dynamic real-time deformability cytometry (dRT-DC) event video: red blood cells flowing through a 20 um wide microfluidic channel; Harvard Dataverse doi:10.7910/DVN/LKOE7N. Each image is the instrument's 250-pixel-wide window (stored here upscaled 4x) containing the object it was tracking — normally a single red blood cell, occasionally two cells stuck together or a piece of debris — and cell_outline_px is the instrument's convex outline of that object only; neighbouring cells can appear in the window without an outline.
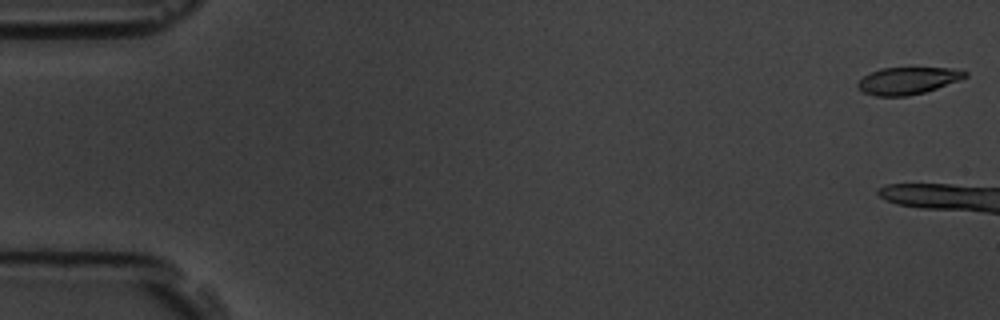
{"species": "common noctule bat (a hibernating species)", "species_latin": "Nyctalus noctula", "temperature_condition": "room temperature", "stored_images_in_passage": 6, "camera_frame_rate_fps": 3000, "um_per_image_px": 0.085, "animal": {"sex": "male", "body_mass_g": 19.5, "forearm_length_mm": 54.6}, "frame": {"image": 1, "passage_image": 1, "time_ms": 0.0, "image_size_px": [1000, 320], "cell_outline_px": [[968, 76], [960, 80], [924, 92], [908, 96], [876, 96], [864, 92], [856, 88], [856, 84], [864, 76], [880, 68], [948, 68], [968, 72]], "centroid_in_image_um": [77.14, 6.86], "position_along_channel_um": 7.9, "area_um2": 16.82}}